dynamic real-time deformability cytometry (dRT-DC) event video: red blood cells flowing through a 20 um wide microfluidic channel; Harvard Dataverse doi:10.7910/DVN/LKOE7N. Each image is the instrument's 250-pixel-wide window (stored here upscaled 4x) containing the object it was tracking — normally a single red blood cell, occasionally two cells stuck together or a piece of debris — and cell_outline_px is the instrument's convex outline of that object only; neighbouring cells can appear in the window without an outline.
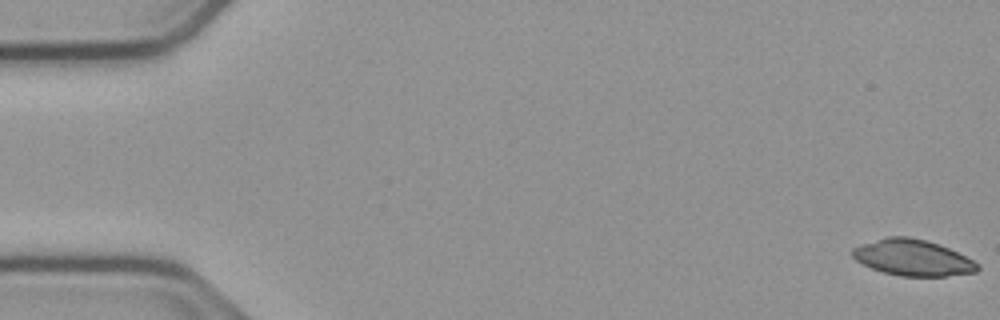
{"species": "common noctule bat (a hibernating species)", "species_latin": "Nyctalus noctula", "temperature_condition": "cold", "stored_images_in_passage": 55, "camera_frame_rate_fps": 3000, "um_per_image_px": 0.085, "animal": {"sex": "male", "body_mass_g": 23.1, "forearm_length_mm": 52.7}, "frame": {"image": 1, "passage_image": 1, "time_ms": 0.0, "image_size_px": [1000, 320], "cell_outline_px": [[980, 268], [976, 272], [944, 276], [900, 276], [884, 272], [872, 268], [856, 260], [852, 256], [852, 248], [860, 244], [888, 236], [908, 236], [928, 240], [940, 244], [980, 264]], "centroid_in_image_um": [77.57, 21.89], "position_along_channel_um": 7.4, "area_um2": 26.3}}
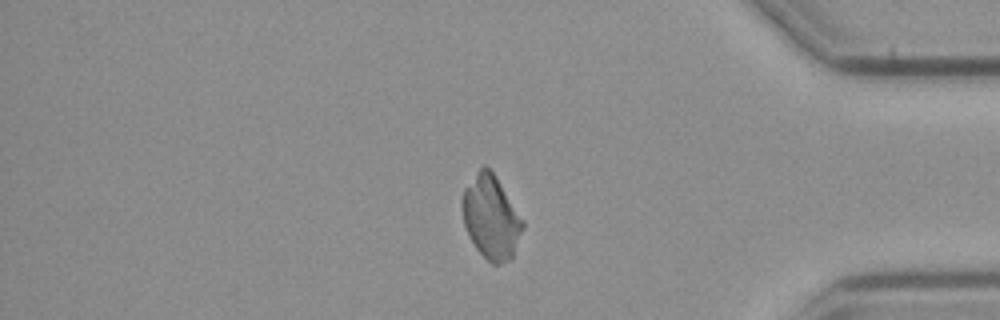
{"frame": {"image": 2, "passage_image": 46, "time_ms": 15.0, "image_size_px": [1000, 320], "cell_outline_px": [[524, 228], [512, 256], [508, 260], [500, 264], [492, 264], [476, 248], [468, 236], [464, 224], [460, 200], [464, 188], [476, 172], [484, 164], [492, 172], [524, 220]], "centroid_in_image_um": [41.71, 18.47], "position_along_channel_um": 393.5, "area_um2": 29.25}}